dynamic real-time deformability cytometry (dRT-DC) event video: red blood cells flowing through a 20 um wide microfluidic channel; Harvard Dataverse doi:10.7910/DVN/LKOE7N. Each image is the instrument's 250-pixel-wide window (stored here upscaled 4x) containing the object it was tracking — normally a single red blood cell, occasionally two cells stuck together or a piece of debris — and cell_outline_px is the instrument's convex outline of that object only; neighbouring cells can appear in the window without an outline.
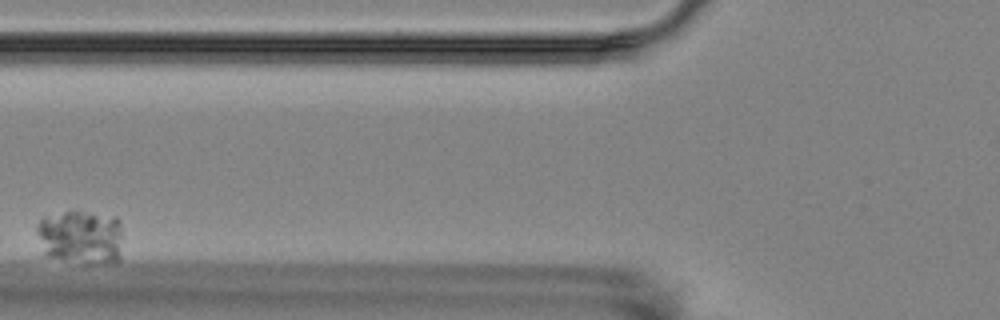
{"species": "Egyptian fruit bat (a non-hibernating species)", "species_latin": "Rousettus aegyptiacus", "temperature_condition": "room temperature", "stored_images_in_passage": 7, "camera_frame_rate_fps": 3000, "um_per_image_px": 0.085, "animal": {"sex": "female"}, "frame": {"image": 1, "passage_image": 6, "time_ms": 6.333, "image_size_px": [1000, 320], "cell_outline_px": [[120, 260], [104, 264], [84, 264], [44, 256], [36, 232], [36, 224], [44, 216], [64, 212], [80, 212], [116, 216], [120, 220]], "centroid_in_image_um": [6.83, 20.18], "position_along_channel_um": 119.0, "area_um2": 27.57}}